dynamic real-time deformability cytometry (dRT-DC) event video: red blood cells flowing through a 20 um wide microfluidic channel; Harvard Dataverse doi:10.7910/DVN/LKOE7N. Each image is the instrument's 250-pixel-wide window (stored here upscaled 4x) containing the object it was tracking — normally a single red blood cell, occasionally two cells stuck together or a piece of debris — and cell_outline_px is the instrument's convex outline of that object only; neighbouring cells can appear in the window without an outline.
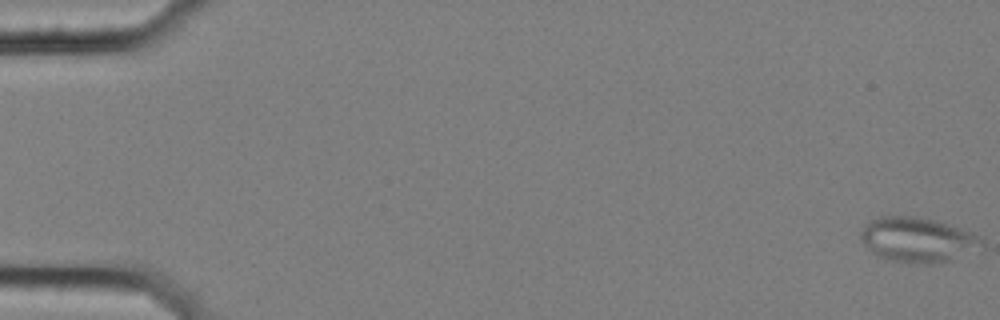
{"species": "common noctule bat (a hibernating species)", "species_latin": "Nyctalus noctula", "temperature_condition": "cold", "stored_images_in_passage": 58, "segment_of_instrument_passage": [1, 2], "camera_frame_rate_fps": 3000, "um_per_image_px": 0.085, "animal": {"sex": "female", "body_mass_g": 25.1}, "frame": {"image": 1, "passage_image": 1, "time_ms": 0.0, "image_size_px": [1000, 320], "cell_outline_px": [[984, 244], [940, 264], [916, 264], [892, 260], [880, 256], [872, 252], [860, 240], [860, 232], [864, 224], [880, 216], [912, 216], [932, 220], [960, 228], [972, 232], [980, 236], [984, 240]], "centroid_in_image_um": [77.95, 20.38], "position_along_channel_um": 7.1, "area_um2": 31.21}}
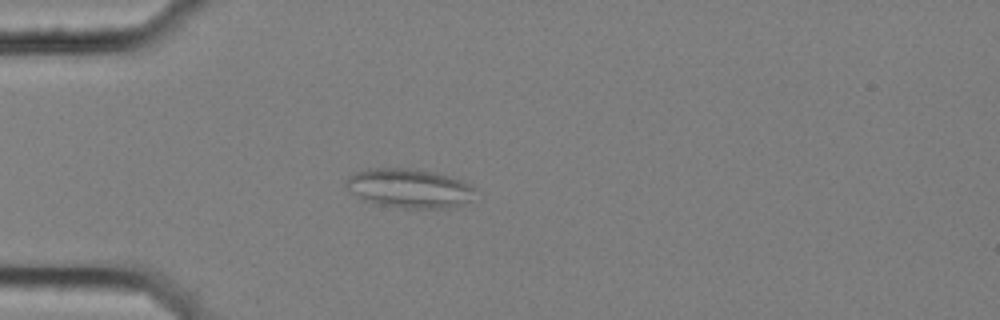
{"frame": {"image": 2, "passage_image": 17, "time_ms": 5.333, "image_size_px": [1000, 320], "cell_outline_px": [[476, 188], [472, 200], [464, 204], [452, 208], [404, 208], [380, 204], [360, 200], [344, 184], [344, 180], [352, 172], [368, 168], [408, 168], [432, 172], [448, 176], [472, 184]], "centroid_in_image_um": [34.77, 16.0], "position_along_channel_um": 50.2, "area_um2": 29.82}}